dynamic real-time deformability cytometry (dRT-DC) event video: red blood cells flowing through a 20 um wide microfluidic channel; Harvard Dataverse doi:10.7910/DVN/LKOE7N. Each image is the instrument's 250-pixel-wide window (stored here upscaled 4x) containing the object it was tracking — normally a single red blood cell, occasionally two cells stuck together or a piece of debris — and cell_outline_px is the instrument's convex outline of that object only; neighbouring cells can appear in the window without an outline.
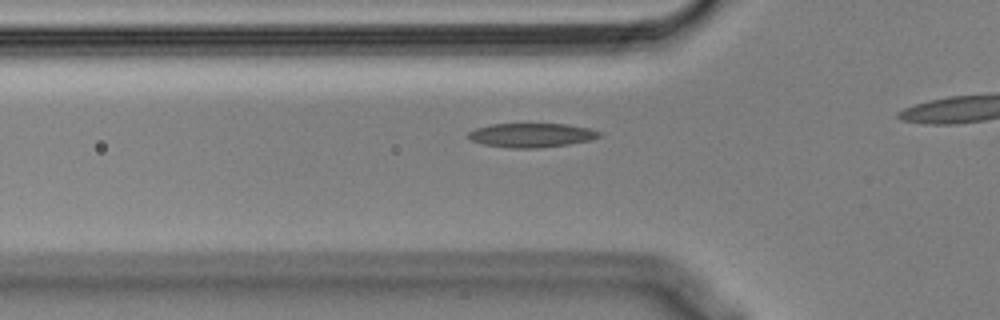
{"species": "Egyptian fruit bat (a non-hibernating species)", "species_latin": "Rousettus aegyptiacus", "temperature_condition": "cold", "stored_images_in_passage": 39, "camera_frame_rate_fps": 3000, "um_per_image_px": 0.085, "animal": {"sex": "male"}, "frame": {"image": 1, "passage_image": 13, "time_ms": 4.0, "image_size_px": [1000, 320], "cell_outline_px": [[604, 132], [600, 136], [588, 140], [568, 144], [536, 148], [508, 148], [484, 144], [472, 140], [468, 136], [468, 132], [476, 128], [492, 124], [568, 124], [588, 128]], "centroid_in_image_um": [45.19, 11.48], "position_along_channel_um": 80.6, "area_um2": 18.26}}
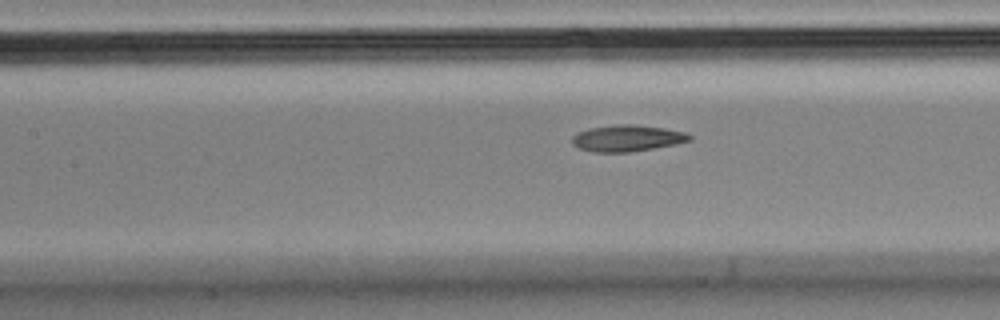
{"frame": {"image": 2, "passage_image": 19, "time_ms": 6.0, "image_size_px": [1000, 320], "cell_outline_px": [[692, 140], [676, 144], [628, 152], [592, 152], [580, 148], [572, 144], [572, 136], [576, 132], [588, 128], [616, 124], [632, 124], [664, 128], [684, 132], [692, 136]], "centroid_in_image_um": [53.28, 11.74], "position_along_channel_um": 154.1, "area_um2": 18.09}}
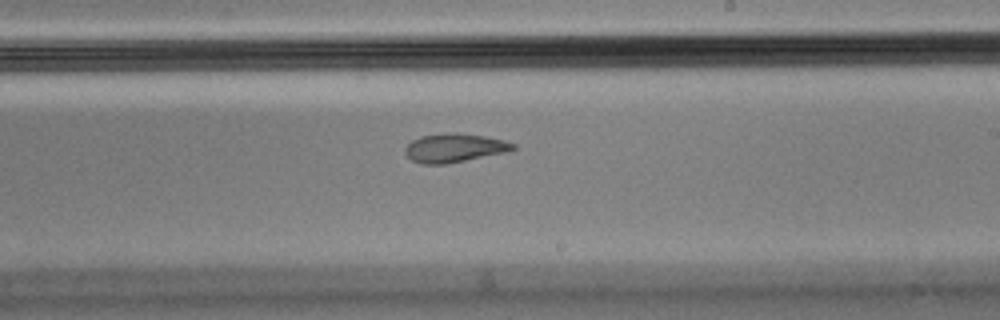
{"frame": {"image": 3, "passage_image": 27, "time_ms": 8.667, "image_size_px": [1000, 320], "cell_outline_px": [[516, 148], [508, 152], [444, 164], [420, 164], [412, 160], [404, 152], [404, 148], [412, 140], [420, 136], [456, 132], [484, 136], [504, 140], [516, 144]], "centroid_in_image_um": [38.63, 12.57], "position_along_channel_um": 250.4, "area_um2": 18.03}}